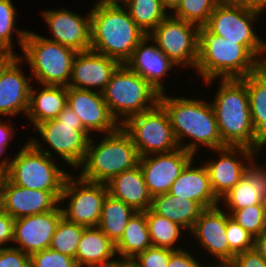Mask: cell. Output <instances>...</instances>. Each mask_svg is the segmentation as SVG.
<instances>
[{
	"mask_svg": "<svg viewBox=\"0 0 266 267\" xmlns=\"http://www.w3.org/2000/svg\"><path fill=\"white\" fill-rule=\"evenodd\" d=\"M120 65L116 59L91 49L78 52L73 60L68 87L90 91L92 87H98L96 90L101 93Z\"/></svg>",
	"mask_w": 266,
	"mask_h": 267,
	"instance_id": "cell-19",
	"label": "cell"
},
{
	"mask_svg": "<svg viewBox=\"0 0 266 267\" xmlns=\"http://www.w3.org/2000/svg\"><path fill=\"white\" fill-rule=\"evenodd\" d=\"M214 151L220 153V158L218 160L212 159L204 165L209 175L211 188L215 196L220 200L240 181L246 169V163L236 159L238 158L237 156L241 155L243 159L246 158L249 164V160L254 158V154H258V152L247 147L231 146Z\"/></svg>",
	"mask_w": 266,
	"mask_h": 267,
	"instance_id": "cell-20",
	"label": "cell"
},
{
	"mask_svg": "<svg viewBox=\"0 0 266 267\" xmlns=\"http://www.w3.org/2000/svg\"><path fill=\"white\" fill-rule=\"evenodd\" d=\"M211 103L223 143L231 147H247L254 151L265 144L256 136L246 84L241 79H222Z\"/></svg>",
	"mask_w": 266,
	"mask_h": 267,
	"instance_id": "cell-2",
	"label": "cell"
},
{
	"mask_svg": "<svg viewBox=\"0 0 266 267\" xmlns=\"http://www.w3.org/2000/svg\"><path fill=\"white\" fill-rule=\"evenodd\" d=\"M58 204L53 210L42 214L24 216L14 220L13 243L27 255L48 249L51 239L63 217Z\"/></svg>",
	"mask_w": 266,
	"mask_h": 267,
	"instance_id": "cell-16",
	"label": "cell"
},
{
	"mask_svg": "<svg viewBox=\"0 0 266 267\" xmlns=\"http://www.w3.org/2000/svg\"><path fill=\"white\" fill-rule=\"evenodd\" d=\"M14 219L0 209V249L13 241ZM2 246V247H1Z\"/></svg>",
	"mask_w": 266,
	"mask_h": 267,
	"instance_id": "cell-44",
	"label": "cell"
},
{
	"mask_svg": "<svg viewBox=\"0 0 266 267\" xmlns=\"http://www.w3.org/2000/svg\"><path fill=\"white\" fill-rule=\"evenodd\" d=\"M41 145L37 139L28 140L13 160L5 158L0 162V171L6 173L12 183L49 191L59 201L69 173L59 169L52 158L53 154L49 150H42Z\"/></svg>",
	"mask_w": 266,
	"mask_h": 267,
	"instance_id": "cell-5",
	"label": "cell"
},
{
	"mask_svg": "<svg viewBox=\"0 0 266 267\" xmlns=\"http://www.w3.org/2000/svg\"><path fill=\"white\" fill-rule=\"evenodd\" d=\"M24 56L10 55L0 65V114H27L31 89L30 77L24 76L19 66Z\"/></svg>",
	"mask_w": 266,
	"mask_h": 267,
	"instance_id": "cell-15",
	"label": "cell"
},
{
	"mask_svg": "<svg viewBox=\"0 0 266 267\" xmlns=\"http://www.w3.org/2000/svg\"><path fill=\"white\" fill-rule=\"evenodd\" d=\"M259 69L264 73L266 76V59L260 58L259 60Z\"/></svg>",
	"mask_w": 266,
	"mask_h": 267,
	"instance_id": "cell-53",
	"label": "cell"
},
{
	"mask_svg": "<svg viewBox=\"0 0 266 267\" xmlns=\"http://www.w3.org/2000/svg\"><path fill=\"white\" fill-rule=\"evenodd\" d=\"M86 17L68 9L43 11V19L52 31L53 38H47L76 52L90 50V13Z\"/></svg>",
	"mask_w": 266,
	"mask_h": 267,
	"instance_id": "cell-18",
	"label": "cell"
},
{
	"mask_svg": "<svg viewBox=\"0 0 266 267\" xmlns=\"http://www.w3.org/2000/svg\"><path fill=\"white\" fill-rule=\"evenodd\" d=\"M58 204L59 201L49 191L20 187L7 177L3 183L1 209L14 220L49 212Z\"/></svg>",
	"mask_w": 266,
	"mask_h": 267,
	"instance_id": "cell-21",
	"label": "cell"
},
{
	"mask_svg": "<svg viewBox=\"0 0 266 267\" xmlns=\"http://www.w3.org/2000/svg\"><path fill=\"white\" fill-rule=\"evenodd\" d=\"M137 211L121 200L109 194L105 197L97 227L116 244L123 235L124 229Z\"/></svg>",
	"mask_w": 266,
	"mask_h": 267,
	"instance_id": "cell-32",
	"label": "cell"
},
{
	"mask_svg": "<svg viewBox=\"0 0 266 267\" xmlns=\"http://www.w3.org/2000/svg\"><path fill=\"white\" fill-rule=\"evenodd\" d=\"M32 87L26 117L28 120L30 118L34 127L43 121L57 118L68 105V87L42 85V90H33Z\"/></svg>",
	"mask_w": 266,
	"mask_h": 267,
	"instance_id": "cell-28",
	"label": "cell"
},
{
	"mask_svg": "<svg viewBox=\"0 0 266 267\" xmlns=\"http://www.w3.org/2000/svg\"><path fill=\"white\" fill-rule=\"evenodd\" d=\"M5 179H6V173L0 171V209L2 205V187Z\"/></svg>",
	"mask_w": 266,
	"mask_h": 267,
	"instance_id": "cell-51",
	"label": "cell"
},
{
	"mask_svg": "<svg viewBox=\"0 0 266 267\" xmlns=\"http://www.w3.org/2000/svg\"><path fill=\"white\" fill-rule=\"evenodd\" d=\"M10 55L4 52H0V65L9 57Z\"/></svg>",
	"mask_w": 266,
	"mask_h": 267,
	"instance_id": "cell-55",
	"label": "cell"
},
{
	"mask_svg": "<svg viewBox=\"0 0 266 267\" xmlns=\"http://www.w3.org/2000/svg\"><path fill=\"white\" fill-rule=\"evenodd\" d=\"M152 246L147 226L146 213L137 211L127 223L123 235L115 244L120 258H134Z\"/></svg>",
	"mask_w": 266,
	"mask_h": 267,
	"instance_id": "cell-31",
	"label": "cell"
},
{
	"mask_svg": "<svg viewBox=\"0 0 266 267\" xmlns=\"http://www.w3.org/2000/svg\"><path fill=\"white\" fill-rule=\"evenodd\" d=\"M106 186L110 196L123 201L136 211L150 209L152 196L139 165L116 175Z\"/></svg>",
	"mask_w": 266,
	"mask_h": 267,
	"instance_id": "cell-26",
	"label": "cell"
},
{
	"mask_svg": "<svg viewBox=\"0 0 266 267\" xmlns=\"http://www.w3.org/2000/svg\"><path fill=\"white\" fill-rule=\"evenodd\" d=\"M230 217L234 219L253 237L266 231V217L263 204L247 206L242 209L230 211Z\"/></svg>",
	"mask_w": 266,
	"mask_h": 267,
	"instance_id": "cell-38",
	"label": "cell"
},
{
	"mask_svg": "<svg viewBox=\"0 0 266 267\" xmlns=\"http://www.w3.org/2000/svg\"><path fill=\"white\" fill-rule=\"evenodd\" d=\"M199 29L170 14L148 36L178 67L185 64L196 68Z\"/></svg>",
	"mask_w": 266,
	"mask_h": 267,
	"instance_id": "cell-12",
	"label": "cell"
},
{
	"mask_svg": "<svg viewBox=\"0 0 266 267\" xmlns=\"http://www.w3.org/2000/svg\"><path fill=\"white\" fill-rule=\"evenodd\" d=\"M243 5L246 8L259 11L261 13L266 9V0H232Z\"/></svg>",
	"mask_w": 266,
	"mask_h": 267,
	"instance_id": "cell-47",
	"label": "cell"
},
{
	"mask_svg": "<svg viewBox=\"0 0 266 267\" xmlns=\"http://www.w3.org/2000/svg\"><path fill=\"white\" fill-rule=\"evenodd\" d=\"M196 71L205 83L214 79H242L259 69V61L241 44L199 29Z\"/></svg>",
	"mask_w": 266,
	"mask_h": 267,
	"instance_id": "cell-4",
	"label": "cell"
},
{
	"mask_svg": "<svg viewBox=\"0 0 266 267\" xmlns=\"http://www.w3.org/2000/svg\"><path fill=\"white\" fill-rule=\"evenodd\" d=\"M110 267H139V266L132 258H122L121 260H116Z\"/></svg>",
	"mask_w": 266,
	"mask_h": 267,
	"instance_id": "cell-49",
	"label": "cell"
},
{
	"mask_svg": "<svg viewBox=\"0 0 266 267\" xmlns=\"http://www.w3.org/2000/svg\"><path fill=\"white\" fill-rule=\"evenodd\" d=\"M147 218V226L150 234L152 246L167 248L171 250H181V248L174 249L173 245L179 240L182 229L179 224L172 222L168 218L153 213L150 209L144 211Z\"/></svg>",
	"mask_w": 266,
	"mask_h": 267,
	"instance_id": "cell-34",
	"label": "cell"
},
{
	"mask_svg": "<svg viewBox=\"0 0 266 267\" xmlns=\"http://www.w3.org/2000/svg\"><path fill=\"white\" fill-rule=\"evenodd\" d=\"M159 104L168 114L175 138L180 148L196 155L199 144L217 150L227 147L220 136L211 103L185 97H159ZM191 137L189 144H182Z\"/></svg>",
	"mask_w": 266,
	"mask_h": 267,
	"instance_id": "cell-1",
	"label": "cell"
},
{
	"mask_svg": "<svg viewBox=\"0 0 266 267\" xmlns=\"http://www.w3.org/2000/svg\"><path fill=\"white\" fill-rule=\"evenodd\" d=\"M85 226L67 221L62 217L51 239L50 249L75 258Z\"/></svg>",
	"mask_w": 266,
	"mask_h": 267,
	"instance_id": "cell-35",
	"label": "cell"
},
{
	"mask_svg": "<svg viewBox=\"0 0 266 267\" xmlns=\"http://www.w3.org/2000/svg\"><path fill=\"white\" fill-rule=\"evenodd\" d=\"M121 5L95 4L90 10V49L124 64L146 34Z\"/></svg>",
	"mask_w": 266,
	"mask_h": 267,
	"instance_id": "cell-3",
	"label": "cell"
},
{
	"mask_svg": "<svg viewBox=\"0 0 266 267\" xmlns=\"http://www.w3.org/2000/svg\"><path fill=\"white\" fill-rule=\"evenodd\" d=\"M226 237L229 243V263L236 254L253 249L254 237L231 217L227 220Z\"/></svg>",
	"mask_w": 266,
	"mask_h": 267,
	"instance_id": "cell-39",
	"label": "cell"
},
{
	"mask_svg": "<svg viewBox=\"0 0 266 267\" xmlns=\"http://www.w3.org/2000/svg\"><path fill=\"white\" fill-rule=\"evenodd\" d=\"M232 267H266V260L254 249L234 256Z\"/></svg>",
	"mask_w": 266,
	"mask_h": 267,
	"instance_id": "cell-43",
	"label": "cell"
},
{
	"mask_svg": "<svg viewBox=\"0 0 266 267\" xmlns=\"http://www.w3.org/2000/svg\"><path fill=\"white\" fill-rule=\"evenodd\" d=\"M107 194L106 184L87 181L80 176L73 179L68 175L59 200V203L67 198L70 200L66 209L61 208L63 217L85 227H97Z\"/></svg>",
	"mask_w": 266,
	"mask_h": 267,
	"instance_id": "cell-13",
	"label": "cell"
},
{
	"mask_svg": "<svg viewBox=\"0 0 266 267\" xmlns=\"http://www.w3.org/2000/svg\"><path fill=\"white\" fill-rule=\"evenodd\" d=\"M199 267H203V266L200 264ZM209 267H232V264L228 263V262H218V265L217 264L216 265L213 264V266H209Z\"/></svg>",
	"mask_w": 266,
	"mask_h": 267,
	"instance_id": "cell-54",
	"label": "cell"
},
{
	"mask_svg": "<svg viewBox=\"0 0 266 267\" xmlns=\"http://www.w3.org/2000/svg\"><path fill=\"white\" fill-rule=\"evenodd\" d=\"M194 156L193 153L178 148L169 153L140 157L139 166L150 195L154 197L169 192L173 182Z\"/></svg>",
	"mask_w": 266,
	"mask_h": 267,
	"instance_id": "cell-14",
	"label": "cell"
},
{
	"mask_svg": "<svg viewBox=\"0 0 266 267\" xmlns=\"http://www.w3.org/2000/svg\"><path fill=\"white\" fill-rule=\"evenodd\" d=\"M16 8L12 4V0H0V52L14 55L12 52V35L16 30L18 35V43L23 48L27 31H19L15 28ZM15 29V30H14Z\"/></svg>",
	"mask_w": 266,
	"mask_h": 267,
	"instance_id": "cell-36",
	"label": "cell"
},
{
	"mask_svg": "<svg viewBox=\"0 0 266 267\" xmlns=\"http://www.w3.org/2000/svg\"><path fill=\"white\" fill-rule=\"evenodd\" d=\"M200 263L196 260L193 255L188 253L186 250L174 251L170 255V260L167 267H199Z\"/></svg>",
	"mask_w": 266,
	"mask_h": 267,
	"instance_id": "cell-45",
	"label": "cell"
},
{
	"mask_svg": "<svg viewBox=\"0 0 266 267\" xmlns=\"http://www.w3.org/2000/svg\"><path fill=\"white\" fill-rule=\"evenodd\" d=\"M263 207H264V213H265V217H266V196L263 197Z\"/></svg>",
	"mask_w": 266,
	"mask_h": 267,
	"instance_id": "cell-56",
	"label": "cell"
},
{
	"mask_svg": "<svg viewBox=\"0 0 266 267\" xmlns=\"http://www.w3.org/2000/svg\"><path fill=\"white\" fill-rule=\"evenodd\" d=\"M253 159L250 160L251 165L247 164L240 181L220 199L222 203L225 202L227 210L235 211L263 204V197L266 196V169L257 166Z\"/></svg>",
	"mask_w": 266,
	"mask_h": 267,
	"instance_id": "cell-24",
	"label": "cell"
},
{
	"mask_svg": "<svg viewBox=\"0 0 266 267\" xmlns=\"http://www.w3.org/2000/svg\"><path fill=\"white\" fill-rule=\"evenodd\" d=\"M150 37H145L138 43L131 57L124 63L131 71L136 72L146 80L160 95L164 94L161 78L173 66H177L158 46L149 45Z\"/></svg>",
	"mask_w": 266,
	"mask_h": 267,
	"instance_id": "cell-23",
	"label": "cell"
},
{
	"mask_svg": "<svg viewBox=\"0 0 266 267\" xmlns=\"http://www.w3.org/2000/svg\"><path fill=\"white\" fill-rule=\"evenodd\" d=\"M191 160L179 177L173 182L168 193L196 201L203 209L219 205L205 165L193 167Z\"/></svg>",
	"mask_w": 266,
	"mask_h": 267,
	"instance_id": "cell-25",
	"label": "cell"
},
{
	"mask_svg": "<svg viewBox=\"0 0 266 267\" xmlns=\"http://www.w3.org/2000/svg\"><path fill=\"white\" fill-rule=\"evenodd\" d=\"M14 131L15 130L13 129L12 126L6 123H2V119H1L0 121V155H2L3 152L6 151L9 140L14 136L12 134H15Z\"/></svg>",
	"mask_w": 266,
	"mask_h": 267,
	"instance_id": "cell-46",
	"label": "cell"
},
{
	"mask_svg": "<svg viewBox=\"0 0 266 267\" xmlns=\"http://www.w3.org/2000/svg\"><path fill=\"white\" fill-rule=\"evenodd\" d=\"M150 210L191 231L203 208L196 201L167 192L152 197Z\"/></svg>",
	"mask_w": 266,
	"mask_h": 267,
	"instance_id": "cell-29",
	"label": "cell"
},
{
	"mask_svg": "<svg viewBox=\"0 0 266 267\" xmlns=\"http://www.w3.org/2000/svg\"><path fill=\"white\" fill-rule=\"evenodd\" d=\"M253 249L266 260V231L254 237Z\"/></svg>",
	"mask_w": 266,
	"mask_h": 267,
	"instance_id": "cell-48",
	"label": "cell"
},
{
	"mask_svg": "<svg viewBox=\"0 0 266 267\" xmlns=\"http://www.w3.org/2000/svg\"><path fill=\"white\" fill-rule=\"evenodd\" d=\"M101 94L117 122L121 116L120 124L131 116L154 108L160 97L146 80L125 64L116 69Z\"/></svg>",
	"mask_w": 266,
	"mask_h": 267,
	"instance_id": "cell-7",
	"label": "cell"
},
{
	"mask_svg": "<svg viewBox=\"0 0 266 267\" xmlns=\"http://www.w3.org/2000/svg\"><path fill=\"white\" fill-rule=\"evenodd\" d=\"M163 7L166 10H175L177 6L180 4L181 0H161Z\"/></svg>",
	"mask_w": 266,
	"mask_h": 267,
	"instance_id": "cell-50",
	"label": "cell"
},
{
	"mask_svg": "<svg viewBox=\"0 0 266 267\" xmlns=\"http://www.w3.org/2000/svg\"><path fill=\"white\" fill-rule=\"evenodd\" d=\"M175 250L150 246L144 252L139 253L133 259L139 267H167L170 255Z\"/></svg>",
	"mask_w": 266,
	"mask_h": 267,
	"instance_id": "cell-41",
	"label": "cell"
},
{
	"mask_svg": "<svg viewBox=\"0 0 266 267\" xmlns=\"http://www.w3.org/2000/svg\"><path fill=\"white\" fill-rule=\"evenodd\" d=\"M31 267H78L75 258L50 248L30 256Z\"/></svg>",
	"mask_w": 266,
	"mask_h": 267,
	"instance_id": "cell-40",
	"label": "cell"
},
{
	"mask_svg": "<svg viewBox=\"0 0 266 267\" xmlns=\"http://www.w3.org/2000/svg\"><path fill=\"white\" fill-rule=\"evenodd\" d=\"M0 267H31L30 256L16 247L0 249Z\"/></svg>",
	"mask_w": 266,
	"mask_h": 267,
	"instance_id": "cell-42",
	"label": "cell"
},
{
	"mask_svg": "<svg viewBox=\"0 0 266 267\" xmlns=\"http://www.w3.org/2000/svg\"><path fill=\"white\" fill-rule=\"evenodd\" d=\"M221 0H181L173 12V16L195 24L199 28L204 27L211 13Z\"/></svg>",
	"mask_w": 266,
	"mask_h": 267,
	"instance_id": "cell-37",
	"label": "cell"
},
{
	"mask_svg": "<svg viewBox=\"0 0 266 267\" xmlns=\"http://www.w3.org/2000/svg\"><path fill=\"white\" fill-rule=\"evenodd\" d=\"M116 255L115 244L98 227L84 228L75 256L78 267H110Z\"/></svg>",
	"mask_w": 266,
	"mask_h": 267,
	"instance_id": "cell-27",
	"label": "cell"
},
{
	"mask_svg": "<svg viewBox=\"0 0 266 267\" xmlns=\"http://www.w3.org/2000/svg\"><path fill=\"white\" fill-rule=\"evenodd\" d=\"M260 14L232 0H221L204 27L211 34L243 45L259 61L266 51V42L253 30L252 23Z\"/></svg>",
	"mask_w": 266,
	"mask_h": 267,
	"instance_id": "cell-9",
	"label": "cell"
},
{
	"mask_svg": "<svg viewBox=\"0 0 266 267\" xmlns=\"http://www.w3.org/2000/svg\"><path fill=\"white\" fill-rule=\"evenodd\" d=\"M123 6L146 35L168 16L161 0H126Z\"/></svg>",
	"mask_w": 266,
	"mask_h": 267,
	"instance_id": "cell-33",
	"label": "cell"
},
{
	"mask_svg": "<svg viewBox=\"0 0 266 267\" xmlns=\"http://www.w3.org/2000/svg\"><path fill=\"white\" fill-rule=\"evenodd\" d=\"M22 50L37 83L68 87L78 52L30 31H27Z\"/></svg>",
	"mask_w": 266,
	"mask_h": 267,
	"instance_id": "cell-8",
	"label": "cell"
},
{
	"mask_svg": "<svg viewBox=\"0 0 266 267\" xmlns=\"http://www.w3.org/2000/svg\"><path fill=\"white\" fill-rule=\"evenodd\" d=\"M229 217L230 214L223 212L218 205L205 208L191 229L198 243L219 262L229 263V243L226 237Z\"/></svg>",
	"mask_w": 266,
	"mask_h": 267,
	"instance_id": "cell-22",
	"label": "cell"
},
{
	"mask_svg": "<svg viewBox=\"0 0 266 267\" xmlns=\"http://www.w3.org/2000/svg\"><path fill=\"white\" fill-rule=\"evenodd\" d=\"M120 126L130 136L140 157L180 148L168 114L159 103L151 110L127 118Z\"/></svg>",
	"mask_w": 266,
	"mask_h": 267,
	"instance_id": "cell-11",
	"label": "cell"
},
{
	"mask_svg": "<svg viewBox=\"0 0 266 267\" xmlns=\"http://www.w3.org/2000/svg\"><path fill=\"white\" fill-rule=\"evenodd\" d=\"M68 106L81 119L84 128L90 133L109 134L120 127V123L110 113L102 94L94 90L68 87Z\"/></svg>",
	"mask_w": 266,
	"mask_h": 267,
	"instance_id": "cell-17",
	"label": "cell"
},
{
	"mask_svg": "<svg viewBox=\"0 0 266 267\" xmlns=\"http://www.w3.org/2000/svg\"><path fill=\"white\" fill-rule=\"evenodd\" d=\"M104 136L97 145L89 139L86 157L80 165L79 176L84 180L107 184L116 175L139 165L138 150L121 126Z\"/></svg>",
	"mask_w": 266,
	"mask_h": 267,
	"instance_id": "cell-6",
	"label": "cell"
},
{
	"mask_svg": "<svg viewBox=\"0 0 266 267\" xmlns=\"http://www.w3.org/2000/svg\"><path fill=\"white\" fill-rule=\"evenodd\" d=\"M44 140L56 153L73 167L83 163L91 134L84 128L81 119L67 105L55 119L35 126Z\"/></svg>",
	"mask_w": 266,
	"mask_h": 267,
	"instance_id": "cell-10",
	"label": "cell"
},
{
	"mask_svg": "<svg viewBox=\"0 0 266 267\" xmlns=\"http://www.w3.org/2000/svg\"><path fill=\"white\" fill-rule=\"evenodd\" d=\"M126 0H99L95 4H123Z\"/></svg>",
	"mask_w": 266,
	"mask_h": 267,
	"instance_id": "cell-52",
	"label": "cell"
},
{
	"mask_svg": "<svg viewBox=\"0 0 266 267\" xmlns=\"http://www.w3.org/2000/svg\"><path fill=\"white\" fill-rule=\"evenodd\" d=\"M241 80L247 87L255 134L266 145V76L258 69Z\"/></svg>",
	"mask_w": 266,
	"mask_h": 267,
	"instance_id": "cell-30",
	"label": "cell"
}]
</instances>
